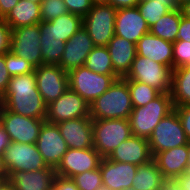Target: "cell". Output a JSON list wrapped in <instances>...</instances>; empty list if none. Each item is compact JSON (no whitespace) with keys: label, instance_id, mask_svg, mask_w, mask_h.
<instances>
[{"label":"cell","instance_id":"obj_1","mask_svg":"<svg viewBox=\"0 0 190 190\" xmlns=\"http://www.w3.org/2000/svg\"><path fill=\"white\" fill-rule=\"evenodd\" d=\"M0 105L22 116L45 119L47 105L37 89L34 71L11 77Z\"/></svg>","mask_w":190,"mask_h":190},{"label":"cell","instance_id":"obj_2","mask_svg":"<svg viewBox=\"0 0 190 190\" xmlns=\"http://www.w3.org/2000/svg\"><path fill=\"white\" fill-rule=\"evenodd\" d=\"M132 110L128 83L119 78L90 104V117L92 120L129 119Z\"/></svg>","mask_w":190,"mask_h":190},{"label":"cell","instance_id":"obj_3","mask_svg":"<svg viewBox=\"0 0 190 190\" xmlns=\"http://www.w3.org/2000/svg\"><path fill=\"white\" fill-rule=\"evenodd\" d=\"M173 110L170 93H160L145 106L133 107L129 117L132 135L149 139L155 126Z\"/></svg>","mask_w":190,"mask_h":190},{"label":"cell","instance_id":"obj_4","mask_svg":"<svg viewBox=\"0 0 190 190\" xmlns=\"http://www.w3.org/2000/svg\"><path fill=\"white\" fill-rule=\"evenodd\" d=\"M93 148L106 158L121 142L132 136L129 119H100L92 121Z\"/></svg>","mask_w":190,"mask_h":190},{"label":"cell","instance_id":"obj_5","mask_svg":"<svg viewBox=\"0 0 190 190\" xmlns=\"http://www.w3.org/2000/svg\"><path fill=\"white\" fill-rule=\"evenodd\" d=\"M172 73V68L136 54L130 70L122 78L143 82L160 93H170Z\"/></svg>","mask_w":190,"mask_h":190},{"label":"cell","instance_id":"obj_6","mask_svg":"<svg viewBox=\"0 0 190 190\" xmlns=\"http://www.w3.org/2000/svg\"><path fill=\"white\" fill-rule=\"evenodd\" d=\"M119 78H121L119 75L95 73L85 65L68 72L69 88L89 104L108 90L112 83Z\"/></svg>","mask_w":190,"mask_h":190},{"label":"cell","instance_id":"obj_7","mask_svg":"<svg viewBox=\"0 0 190 190\" xmlns=\"http://www.w3.org/2000/svg\"><path fill=\"white\" fill-rule=\"evenodd\" d=\"M152 156L155 154L180 147L188 143L181 120L175 110L155 126L148 139Z\"/></svg>","mask_w":190,"mask_h":190},{"label":"cell","instance_id":"obj_8","mask_svg":"<svg viewBox=\"0 0 190 190\" xmlns=\"http://www.w3.org/2000/svg\"><path fill=\"white\" fill-rule=\"evenodd\" d=\"M116 11L112 5H93L83 18V27L91 37L94 46H107L115 35Z\"/></svg>","mask_w":190,"mask_h":190},{"label":"cell","instance_id":"obj_9","mask_svg":"<svg viewBox=\"0 0 190 190\" xmlns=\"http://www.w3.org/2000/svg\"><path fill=\"white\" fill-rule=\"evenodd\" d=\"M2 156L7 177L14 171H35L48 168L36 144L11 141Z\"/></svg>","mask_w":190,"mask_h":190},{"label":"cell","instance_id":"obj_10","mask_svg":"<svg viewBox=\"0 0 190 190\" xmlns=\"http://www.w3.org/2000/svg\"><path fill=\"white\" fill-rule=\"evenodd\" d=\"M45 119H36L6 110L0 105V124L16 143L36 144Z\"/></svg>","mask_w":190,"mask_h":190},{"label":"cell","instance_id":"obj_11","mask_svg":"<svg viewBox=\"0 0 190 190\" xmlns=\"http://www.w3.org/2000/svg\"><path fill=\"white\" fill-rule=\"evenodd\" d=\"M10 51L27 60L34 68L43 65L39 23L11 29Z\"/></svg>","mask_w":190,"mask_h":190},{"label":"cell","instance_id":"obj_12","mask_svg":"<svg viewBox=\"0 0 190 190\" xmlns=\"http://www.w3.org/2000/svg\"><path fill=\"white\" fill-rule=\"evenodd\" d=\"M89 115L90 104L78 93L68 88L57 100L47 105L45 121L58 124Z\"/></svg>","mask_w":190,"mask_h":190},{"label":"cell","instance_id":"obj_13","mask_svg":"<svg viewBox=\"0 0 190 190\" xmlns=\"http://www.w3.org/2000/svg\"><path fill=\"white\" fill-rule=\"evenodd\" d=\"M36 85L46 105L57 100L68 88V73L59 65L43 64L34 69Z\"/></svg>","mask_w":190,"mask_h":190},{"label":"cell","instance_id":"obj_14","mask_svg":"<svg viewBox=\"0 0 190 190\" xmlns=\"http://www.w3.org/2000/svg\"><path fill=\"white\" fill-rule=\"evenodd\" d=\"M102 158L93 147L86 149L68 148L55 169L56 175L72 178L85 171L95 170L99 168Z\"/></svg>","mask_w":190,"mask_h":190},{"label":"cell","instance_id":"obj_15","mask_svg":"<svg viewBox=\"0 0 190 190\" xmlns=\"http://www.w3.org/2000/svg\"><path fill=\"white\" fill-rule=\"evenodd\" d=\"M38 151L48 167L56 169L68 150L57 124L44 121L36 142Z\"/></svg>","mask_w":190,"mask_h":190},{"label":"cell","instance_id":"obj_16","mask_svg":"<svg viewBox=\"0 0 190 190\" xmlns=\"http://www.w3.org/2000/svg\"><path fill=\"white\" fill-rule=\"evenodd\" d=\"M94 47L91 37L82 26L65 43V49L60 59L59 66L67 73L72 69L84 66L87 56Z\"/></svg>","mask_w":190,"mask_h":190},{"label":"cell","instance_id":"obj_17","mask_svg":"<svg viewBox=\"0 0 190 190\" xmlns=\"http://www.w3.org/2000/svg\"><path fill=\"white\" fill-rule=\"evenodd\" d=\"M92 121L89 115L57 124L68 148L86 149L93 147Z\"/></svg>","mask_w":190,"mask_h":190},{"label":"cell","instance_id":"obj_18","mask_svg":"<svg viewBox=\"0 0 190 190\" xmlns=\"http://www.w3.org/2000/svg\"><path fill=\"white\" fill-rule=\"evenodd\" d=\"M102 185L110 190L132 188V180L137 172V165L102 158L99 165Z\"/></svg>","mask_w":190,"mask_h":190},{"label":"cell","instance_id":"obj_19","mask_svg":"<svg viewBox=\"0 0 190 190\" xmlns=\"http://www.w3.org/2000/svg\"><path fill=\"white\" fill-rule=\"evenodd\" d=\"M115 35L137 44L140 38L149 33V26L140 14L137 6L116 11Z\"/></svg>","mask_w":190,"mask_h":190},{"label":"cell","instance_id":"obj_20","mask_svg":"<svg viewBox=\"0 0 190 190\" xmlns=\"http://www.w3.org/2000/svg\"><path fill=\"white\" fill-rule=\"evenodd\" d=\"M109 160L134 165H142L153 159L148 139L131 136L114 149L107 157Z\"/></svg>","mask_w":190,"mask_h":190},{"label":"cell","instance_id":"obj_21","mask_svg":"<svg viewBox=\"0 0 190 190\" xmlns=\"http://www.w3.org/2000/svg\"><path fill=\"white\" fill-rule=\"evenodd\" d=\"M153 160L156 162L163 176L168 181H174L177 177L187 172V144L159 152L153 156Z\"/></svg>","mask_w":190,"mask_h":190},{"label":"cell","instance_id":"obj_22","mask_svg":"<svg viewBox=\"0 0 190 190\" xmlns=\"http://www.w3.org/2000/svg\"><path fill=\"white\" fill-rule=\"evenodd\" d=\"M136 51L137 55L173 69V42L163 40L149 32L137 42Z\"/></svg>","mask_w":190,"mask_h":190},{"label":"cell","instance_id":"obj_23","mask_svg":"<svg viewBox=\"0 0 190 190\" xmlns=\"http://www.w3.org/2000/svg\"><path fill=\"white\" fill-rule=\"evenodd\" d=\"M55 177V169L48 167L35 171H14L8 181L15 190H51Z\"/></svg>","mask_w":190,"mask_h":190},{"label":"cell","instance_id":"obj_24","mask_svg":"<svg viewBox=\"0 0 190 190\" xmlns=\"http://www.w3.org/2000/svg\"><path fill=\"white\" fill-rule=\"evenodd\" d=\"M106 47L109 51L114 71L121 78L124 77L136 57V44L114 35Z\"/></svg>","mask_w":190,"mask_h":190},{"label":"cell","instance_id":"obj_25","mask_svg":"<svg viewBox=\"0 0 190 190\" xmlns=\"http://www.w3.org/2000/svg\"><path fill=\"white\" fill-rule=\"evenodd\" d=\"M40 35H54L67 42L83 26V18L66 13L51 21L40 22Z\"/></svg>","mask_w":190,"mask_h":190},{"label":"cell","instance_id":"obj_26","mask_svg":"<svg viewBox=\"0 0 190 190\" xmlns=\"http://www.w3.org/2000/svg\"><path fill=\"white\" fill-rule=\"evenodd\" d=\"M3 20L10 29L38 24L41 22L40 5L31 1L19 0Z\"/></svg>","mask_w":190,"mask_h":190},{"label":"cell","instance_id":"obj_27","mask_svg":"<svg viewBox=\"0 0 190 190\" xmlns=\"http://www.w3.org/2000/svg\"><path fill=\"white\" fill-rule=\"evenodd\" d=\"M167 181L152 159L146 164L137 166L136 175L132 180V188L134 190H155Z\"/></svg>","mask_w":190,"mask_h":190},{"label":"cell","instance_id":"obj_28","mask_svg":"<svg viewBox=\"0 0 190 190\" xmlns=\"http://www.w3.org/2000/svg\"><path fill=\"white\" fill-rule=\"evenodd\" d=\"M171 98L173 106H190V67L173 69Z\"/></svg>","mask_w":190,"mask_h":190},{"label":"cell","instance_id":"obj_29","mask_svg":"<svg viewBox=\"0 0 190 190\" xmlns=\"http://www.w3.org/2000/svg\"><path fill=\"white\" fill-rule=\"evenodd\" d=\"M182 16L180 8L171 10L153 24L149 32L163 40L175 42Z\"/></svg>","mask_w":190,"mask_h":190},{"label":"cell","instance_id":"obj_30","mask_svg":"<svg viewBox=\"0 0 190 190\" xmlns=\"http://www.w3.org/2000/svg\"><path fill=\"white\" fill-rule=\"evenodd\" d=\"M85 66L98 74L118 75L113 69L111 57L106 46H95L87 56Z\"/></svg>","mask_w":190,"mask_h":190},{"label":"cell","instance_id":"obj_31","mask_svg":"<svg viewBox=\"0 0 190 190\" xmlns=\"http://www.w3.org/2000/svg\"><path fill=\"white\" fill-rule=\"evenodd\" d=\"M40 42L43 64L59 65L66 42L54 35H40Z\"/></svg>","mask_w":190,"mask_h":190},{"label":"cell","instance_id":"obj_32","mask_svg":"<svg viewBox=\"0 0 190 190\" xmlns=\"http://www.w3.org/2000/svg\"><path fill=\"white\" fill-rule=\"evenodd\" d=\"M125 81L128 83L133 107L145 106L160 94L158 90L143 82L133 80Z\"/></svg>","mask_w":190,"mask_h":190},{"label":"cell","instance_id":"obj_33","mask_svg":"<svg viewBox=\"0 0 190 190\" xmlns=\"http://www.w3.org/2000/svg\"><path fill=\"white\" fill-rule=\"evenodd\" d=\"M137 8L147 22L149 28L163 15L171 11L163 2H158L156 0H140L137 4Z\"/></svg>","mask_w":190,"mask_h":190},{"label":"cell","instance_id":"obj_34","mask_svg":"<svg viewBox=\"0 0 190 190\" xmlns=\"http://www.w3.org/2000/svg\"><path fill=\"white\" fill-rule=\"evenodd\" d=\"M72 180L79 190H96L102 186L100 168L77 174Z\"/></svg>","mask_w":190,"mask_h":190},{"label":"cell","instance_id":"obj_35","mask_svg":"<svg viewBox=\"0 0 190 190\" xmlns=\"http://www.w3.org/2000/svg\"><path fill=\"white\" fill-rule=\"evenodd\" d=\"M5 65L11 77L28 74L35 69L27 60L13 54L10 50L5 52Z\"/></svg>","mask_w":190,"mask_h":190},{"label":"cell","instance_id":"obj_36","mask_svg":"<svg viewBox=\"0 0 190 190\" xmlns=\"http://www.w3.org/2000/svg\"><path fill=\"white\" fill-rule=\"evenodd\" d=\"M40 11L41 22L51 21L69 12L63 0H43Z\"/></svg>","mask_w":190,"mask_h":190},{"label":"cell","instance_id":"obj_37","mask_svg":"<svg viewBox=\"0 0 190 190\" xmlns=\"http://www.w3.org/2000/svg\"><path fill=\"white\" fill-rule=\"evenodd\" d=\"M190 67V42L176 40L173 42V69Z\"/></svg>","mask_w":190,"mask_h":190},{"label":"cell","instance_id":"obj_38","mask_svg":"<svg viewBox=\"0 0 190 190\" xmlns=\"http://www.w3.org/2000/svg\"><path fill=\"white\" fill-rule=\"evenodd\" d=\"M70 13L84 18L89 10L92 8L93 3L91 0H63Z\"/></svg>","mask_w":190,"mask_h":190},{"label":"cell","instance_id":"obj_39","mask_svg":"<svg viewBox=\"0 0 190 190\" xmlns=\"http://www.w3.org/2000/svg\"><path fill=\"white\" fill-rule=\"evenodd\" d=\"M11 29L4 20H0V55L10 50Z\"/></svg>","mask_w":190,"mask_h":190},{"label":"cell","instance_id":"obj_40","mask_svg":"<svg viewBox=\"0 0 190 190\" xmlns=\"http://www.w3.org/2000/svg\"><path fill=\"white\" fill-rule=\"evenodd\" d=\"M174 110L181 120L188 141H190V106H175Z\"/></svg>","mask_w":190,"mask_h":190},{"label":"cell","instance_id":"obj_41","mask_svg":"<svg viewBox=\"0 0 190 190\" xmlns=\"http://www.w3.org/2000/svg\"><path fill=\"white\" fill-rule=\"evenodd\" d=\"M11 76L5 65V53L0 55V98L7 90Z\"/></svg>","mask_w":190,"mask_h":190},{"label":"cell","instance_id":"obj_42","mask_svg":"<svg viewBox=\"0 0 190 190\" xmlns=\"http://www.w3.org/2000/svg\"><path fill=\"white\" fill-rule=\"evenodd\" d=\"M51 190H79L72 178L56 175Z\"/></svg>","mask_w":190,"mask_h":190},{"label":"cell","instance_id":"obj_43","mask_svg":"<svg viewBox=\"0 0 190 190\" xmlns=\"http://www.w3.org/2000/svg\"><path fill=\"white\" fill-rule=\"evenodd\" d=\"M177 40L190 42V19L182 16L178 29Z\"/></svg>","mask_w":190,"mask_h":190},{"label":"cell","instance_id":"obj_44","mask_svg":"<svg viewBox=\"0 0 190 190\" xmlns=\"http://www.w3.org/2000/svg\"><path fill=\"white\" fill-rule=\"evenodd\" d=\"M173 182L177 190H190V167H187V172L177 177Z\"/></svg>","mask_w":190,"mask_h":190},{"label":"cell","instance_id":"obj_45","mask_svg":"<svg viewBox=\"0 0 190 190\" xmlns=\"http://www.w3.org/2000/svg\"><path fill=\"white\" fill-rule=\"evenodd\" d=\"M140 0H110V4L114 8L122 9V8H132L136 7Z\"/></svg>","mask_w":190,"mask_h":190},{"label":"cell","instance_id":"obj_46","mask_svg":"<svg viewBox=\"0 0 190 190\" xmlns=\"http://www.w3.org/2000/svg\"><path fill=\"white\" fill-rule=\"evenodd\" d=\"M11 140L2 125L0 124V155H3L5 149L10 145Z\"/></svg>","mask_w":190,"mask_h":190},{"label":"cell","instance_id":"obj_47","mask_svg":"<svg viewBox=\"0 0 190 190\" xmlns=\"http://www.w3.org/2000/svg\"><path fill=\"white\" fill-rule=\"evenodd\" d=\"M19 0H0V14L4 18Z\"/></svg>","mask_w":190,"mask_h":190},{"label":"cell","instance_id":"obj_48","mask_svg":"<svg viewBox=\"0 0 190 190\" xmlns=\"http://www.w3.org/2000/svg\"><path fill=\"white\" fill-rule=\"evenodd\" d=\"M155 190H177L173 181H167Z\"/></svg>","mask_w":190,"mask_h":190},{"label":"cell","instance_id":"obj_49","mask_svg":"<svg viewBox=\"0 0 190 190\" xmlns=\"http://www.w3.org/2000/svg\"><path fill=\"white\" fill-rule=\"evenodd\" d=\"M158 2H163L166 7H168L170 10L178 9V5L176 0H156Z\"/></svg>","mask_w":190,"mask_h":190},{"label":"cell","instance_id":"obj_50","mask_svg":"<svg viewBox=\"0 0 190 190\" xmlns=\"http://www.w3.org/2000/svg\"><path fill=\"white\" fill-rule=\"evenodd\" d=\"M182 15L190 19V1L180 7Z\"/></svg>","mask_w":190,"mask_h":190},{"label":"cell","instance_id":"obj_51","mask_svg":"<svg viewBox=\"0 0 190 190\" xmlns=\"http://www.w3.org/2000/svg\"><path fill=\"white\" fill-rule=\"evenodd\" d=\"M0 177H7V170L5 168L2 155H0Z\"/></svg>","mask_w":190,"mask_h":190},{"label":"cell","instance_id":"obj_52","mask_svg":"<svg viewBox=\"0 0 190 190\" xmlns=\"http://www.w3.org/2000/svg\"><path fill=\"white\" fill-rule=\"evenodd\" d=\"M0 190H15L14 186L7 180L1 187Z\"/></svg>","mask_w":190,"mask_h":190},{"label":"cell","instance_id":"obj_53","mask_svg":"<svg viewBox=\"0 0 190 190\" xmlns=\"http://www.w3.org/2000/svg\"><path fill=\"white\" fill-rule=\"evenodd\" d=\"M93 5L110 4V0H91Z\"/></svg>","mask_w":190,"mask_h":190},{"label":"cell","instance_id":"obj_54","mask_svg":"<svg viewBox=\"0 0 190 190\" xmlns=\"http://www.w3.org/2000/svg\"><path fill=\"white\" fill-rule=\"evenodd\" d=\"M187 148H188V160H187V163H188V167H190V141H188V143H187Z\"/></svg>","mask_w":190,"mask_h":190},{"label":"cell","instance_id":"obj_55","mask_svg":"<svg viewBox=\"0 0 190 190\" xmlns=\"http://www.w3.org/2000/svg\"><path fill=\"white\" fill-rule=\"evenodd\" d=\"M190 0H176L178 7L180 8L182 5H184L186 2H189Z\"/></svg>","mask_w":190,"mask_h":190},{"label":"cell","instance_id":"obj_56","mask_svg":"<svg viewBox=\"0 0 190 190\" xmlns=\"http://www.w3.org/2000/svg\"><path fill=\"white\" fill-rule=\"evenodd\" d=\"M8 180V177H0V187Z\"/></svg>","mask_w":190,"mask_h":190},{"label":"cell","instance_id":"obj_57","mask_svg":"<svg viewBox=\"0 0 190 190\" xmlns=\"http://www.w3.org/2000/svg\"><path fill=\"white\" fill-rule=\"evenodd\" d=\"M26 1H31L33 3H36V4H41L43 0H26Z\"/></svg>","mask_w":190,"mask_h":190},{"label":"cell","instance_id":"obj_58","mask_svg":"<svg viewBox=\"0 0 190 190\" xmlns=\"http://www.w3.org/2000/svg\"><path fill=\"white\" fill-rule=\"evenodd\" d=\"M96 190H110V189L108 187H105V186L102 185L101 187H99Z\"/></svg>","mask_w":190,"mask_h":190},{"label":"cell","instance_id":"obj_59","mask_svg":"<svg viewBox=\"0 0 190 190\" xmlns=\"http://www.w3.org/2000/svg\"><path fill=\"white\" fill-rule=\"evenodd\" d=\"M123 190H134L133 188H126V189H123Z\"/></svg>","mask_w":190,"mask_h":190}]
</instances>
